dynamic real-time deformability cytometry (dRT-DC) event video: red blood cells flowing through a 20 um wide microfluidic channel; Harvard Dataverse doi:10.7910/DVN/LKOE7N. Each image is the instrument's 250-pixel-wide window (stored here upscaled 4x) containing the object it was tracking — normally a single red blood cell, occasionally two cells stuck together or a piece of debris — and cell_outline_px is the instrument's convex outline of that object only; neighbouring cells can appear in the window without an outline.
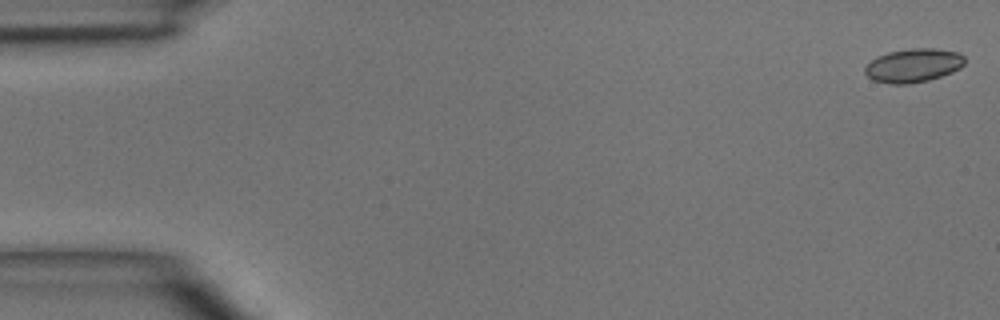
{"species": "common noctule bat (a hibernating species)", "species_latin": "Nyctalus noctula", "temperature_condition": "room temperature", "stored_images_in_passage": 5, "camera_frame_rate_fps": 3000, "um_per_image_px": 0.085, "animal": {"sex": "male", "body_mass_g": 15.6}, "frame": {"image": 1, "passage_image": 1, "time_ms": 0.0, "image_size_px": [1000, 320], "cell_outline_px": [[964, 64], [960, 68], [952, 72], [928, 80], [908, 84], [892, 84], [872, 80], [864, 72], [864, 68], [876, 56], [888, 52], [912, 48], [936, 48], [960, 52], [964, 56]], "centroid_in_image_um": [77.64, 5.55], "position_along_channel_um": 7.4, "area_um2": 19.65}}
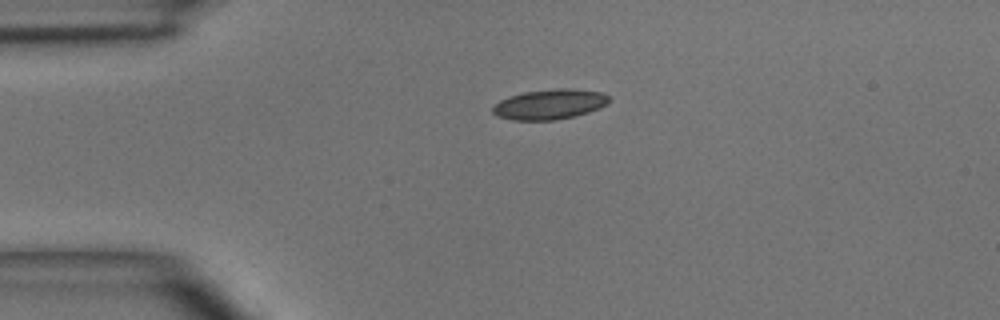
{"frame": {"image": 2, "passage_image": 4, "time_ms": 3.333, "image_size_px": [1000, 320], "cell_outline_px": [[612, 100], [608, 104], [600, 108], [588, 112], [572, 116], [552, 120], [512, 120], [496, 116], [492, 112], [492, 108], [500, 100], [508, 96], [524, 92], [560, 88], [572, 88], [604, 92]], "centroid_in_image_um": [46.74, 8.85], "position_along_channel_um": 38.3, "area_um2": 20.52}}